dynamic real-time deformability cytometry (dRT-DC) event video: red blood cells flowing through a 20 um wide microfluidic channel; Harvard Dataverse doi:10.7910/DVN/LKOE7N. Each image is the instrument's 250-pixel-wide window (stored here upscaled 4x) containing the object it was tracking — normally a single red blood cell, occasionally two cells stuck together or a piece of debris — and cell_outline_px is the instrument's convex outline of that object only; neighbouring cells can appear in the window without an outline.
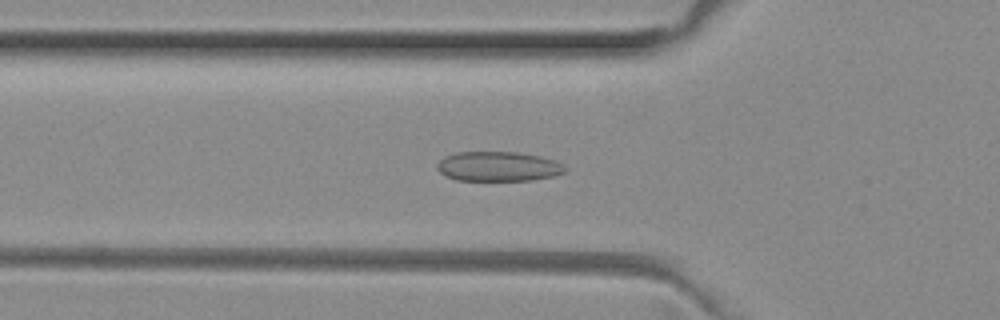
{"species": "common noctule bat (a hibernating species)", "species_latin": "Nyctalus noctula", "temperature_condition": "room temperature", "stored_images_in_passage": 44, "camera_frame_rate_fps": 3000, "um_per_image_px": 0.085, "animal": {"sex": "female", "body_mass_g": 29.2, "forearm_length_mm": 56.3}, "frame": {"image": 1, "passage_image": 10, "time_ms": 3.0, "image_size_px": [1000, 320], "cell_outline_px": [[568, 168], [564, 172], [552, 176], [532, 180], [456, 180], [444, 176], [436, 168], [436, 164], [444, 156], [456, 152], [516, 152], [540, 156], [556, 160], [564, 164]], "centroid_in_image_um": [42.34, 14.14], "position_along_channel_um": 83.5, "area_um2": 22.31}}
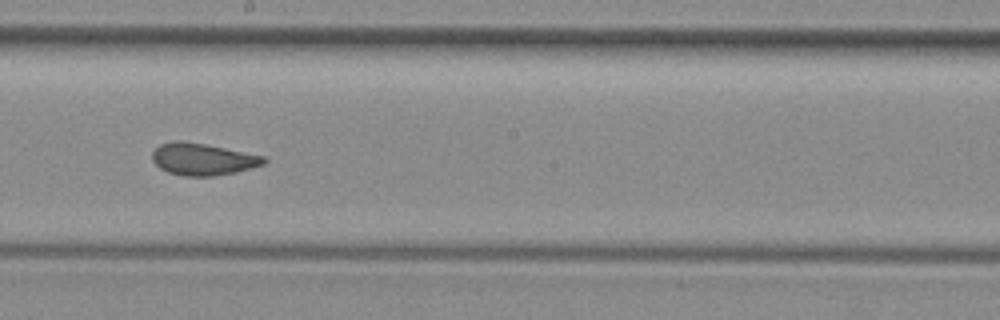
{"frame": {"image": 2, "passage_image": 21, "time_ms": 6.667, "image_size_px": [1000, 320], "cell_outline_px": [[268, 160], [264, 164], [236, 172], [212, 176], [180, 176], [168, 172], [160, 168], [152, 160], [152, 152], [160, 144], [172, 140], [180, 140], [204, 144], [264, 156]], "centroid_in_image_um": [17.2, 13.53], "position_along_channel_um": 231.0, "area_um2": 20.75}}
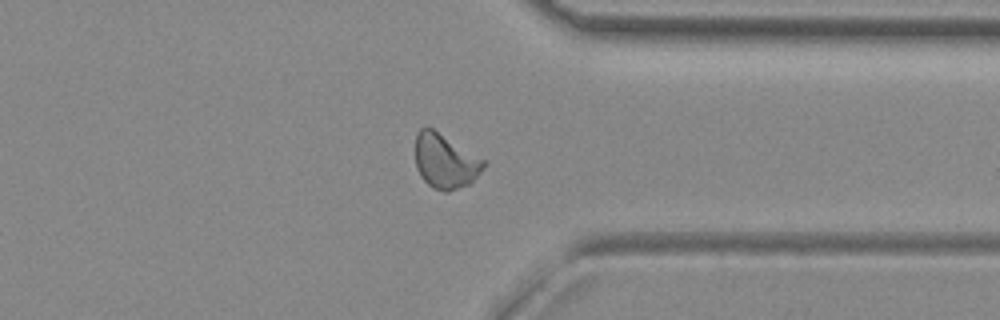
{"frame": {"image": 3, "passage_image": 32, "time_ms": 10.333, "image_size_px": [1000, 320], "cell_outline_px": [[484, 164], [480, 172], [468, 184], [448, 192], [444, 192], [432, 188], [420, 176], [416, 168], [416, 132], [420, 128], [432, 128], [484, 160]], "centroid_in_image_um": [37.79, 13.71], "position_along_channel_um": 373.6, "area_um2": 21.27}, "authors_computed_cell_mechanics": {"area_um2": 21.2126, "velocity_mm_per_s": 4.0117, "shape_relaxation_time_tau1_ms": 5.2577, "shape_relaxation_time_tau2_ms": 1.2739, "deformation_change_tau1": 0.1231, "deformation_change_tau2": 0.0584}}